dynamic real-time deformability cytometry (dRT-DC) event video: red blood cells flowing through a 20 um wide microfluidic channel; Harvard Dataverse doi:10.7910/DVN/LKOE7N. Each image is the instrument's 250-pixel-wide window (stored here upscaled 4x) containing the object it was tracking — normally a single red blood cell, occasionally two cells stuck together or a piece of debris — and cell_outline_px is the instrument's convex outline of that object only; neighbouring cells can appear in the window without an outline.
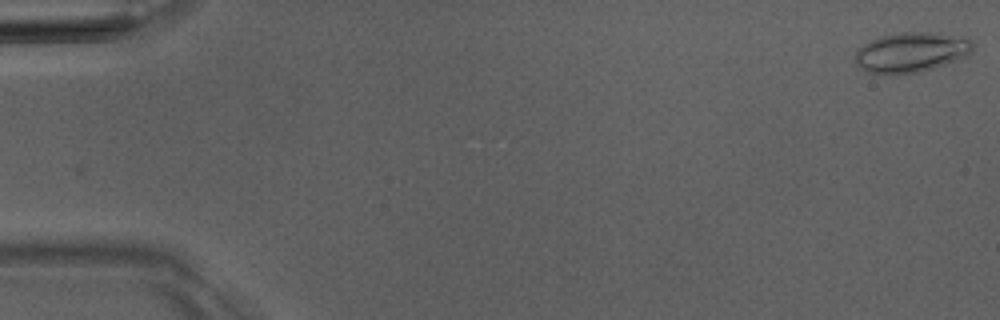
{"species": "Egyptian fruit bat (a non-hibernating species)", "species_latin": "Rousettus aegyptiacus", "temperature_condition": "room temperature", "stored_images_in_passage": 4, "camera_frame_rate_fps": 3000, "um_per_image_px": 0.085, "animal": {"sex": "male"}, "frame": {"image": 1, "passage_image": 1, "time_ms": 0.0, "image_size_px": [1000, 320], "cell_outline_px": [[972, 52], [968, 56], [932, 68], [916, 72], [896, 76], [888, 76], [868, 72], [860, 68], [856, 64], [856, 52], [864, 44], [880, 36], [904, 32], [936, 32], [968, 36], [972, 40]], "centroid_in_image_um": [77.48, 4.45], "position_along_channel_um": 7.5, "area_um2": 27.86}}